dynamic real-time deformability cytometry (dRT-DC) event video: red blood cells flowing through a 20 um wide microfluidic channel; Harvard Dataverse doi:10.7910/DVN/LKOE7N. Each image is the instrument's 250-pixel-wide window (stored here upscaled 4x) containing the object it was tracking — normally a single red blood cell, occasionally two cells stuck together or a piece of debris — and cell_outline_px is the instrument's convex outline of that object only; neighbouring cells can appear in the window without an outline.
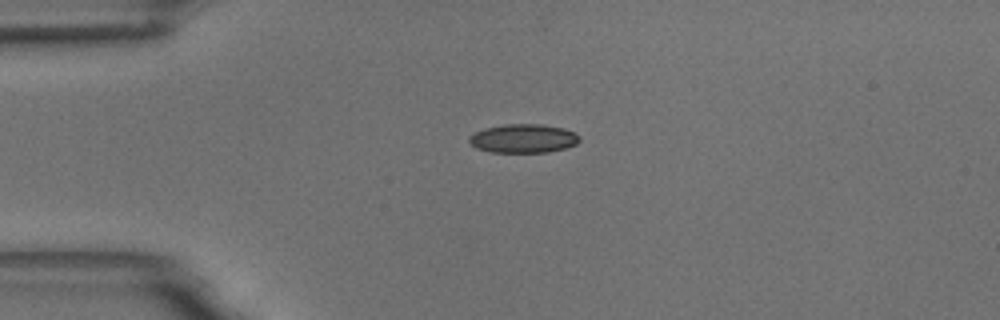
{"species": "common noctule bat (a hibernating species)", "species_latin": "Nyctalus noctula", "temperature_condition": "room temperature", "stored_images_in_passage": 43, "camera_frame_rate_fps": 3000, "um_per_image_px": 0.085, "animal": {"sex": "male", "body_mass_g": 18.8}, "frame": {"image": 1, "passage_image": 1, "time_ms": 0.0, "image_size_px": [1000, 320], "cell_outline_px": [[580, 140], [576, 144], [564, 148], [548, 152], [488, 152], [476, 148], [468, 140], [468, 136], [484, 128], [504, 124], [540, 124], [564, 128], [576, 132], [580, 136]], "centroid_in_image_um": [44.49, 11.76], "position_along_channel_um": 40.5, "area_um2": 18.61}}
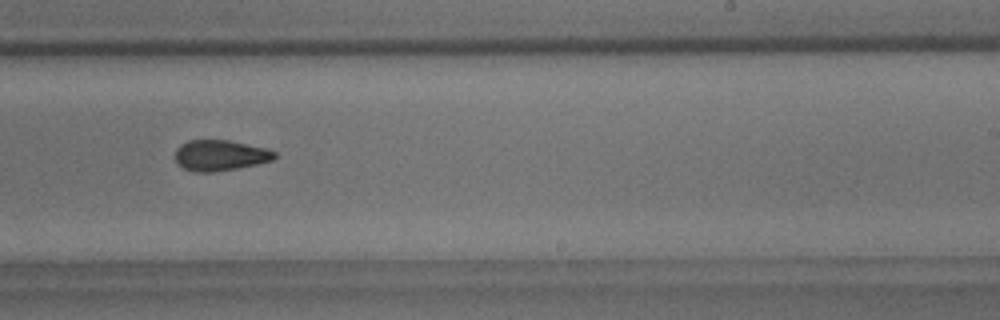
{"frame": {"image": 2, "passage_image": 22, "time_ms": 7.0, "image_size_px": [1000, 320], "cell_outline_px": [[276, 156], [272, 160], [256, 164], [236, 168], [212, 172], [196, 172], [184, 168], [176, 164], [176, 148], [180, 144], [188, 140], [228, 140], [264, 148], [276, 152]], "centroid_in_image_um": [18.67, 13.2], "position_along_channel_um": 270.3, "area_um2": 17.63}}
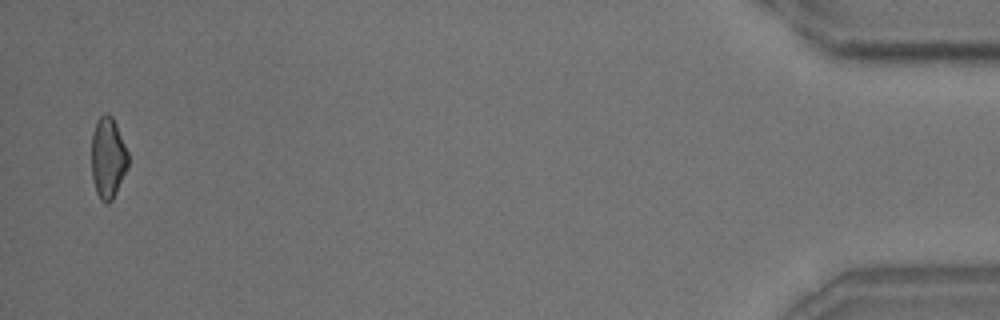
{"frame": {"image": 3, "passage_image": 42, "time_ms": 13.667, "image_size_px": [1000, 320], "cell_outline_px": [[128, 168], [112, 200], [108, 204], [100, 200], [96, 192], [92, 176], [92, 132], [96, 120], [104, 112], [108, 112], [112, 116], [116, 124], [128, 152]], "centroid_in_image_um": [9.17, 13.4], "position_along_channel_um": 426.0, "area_um2": 17.46}, "authors_computed_cell_mechanics": {"area_um2": 18.207, "velocity_mm_per_s": 3.6446, "shape_relaxation_time_tau1_ms": 8.4227, "shape_relaxation_time_tau2_ms": 3.2376, "deformation_change_tau1": 0.16, "deformation_change_tau2": 0.096}}